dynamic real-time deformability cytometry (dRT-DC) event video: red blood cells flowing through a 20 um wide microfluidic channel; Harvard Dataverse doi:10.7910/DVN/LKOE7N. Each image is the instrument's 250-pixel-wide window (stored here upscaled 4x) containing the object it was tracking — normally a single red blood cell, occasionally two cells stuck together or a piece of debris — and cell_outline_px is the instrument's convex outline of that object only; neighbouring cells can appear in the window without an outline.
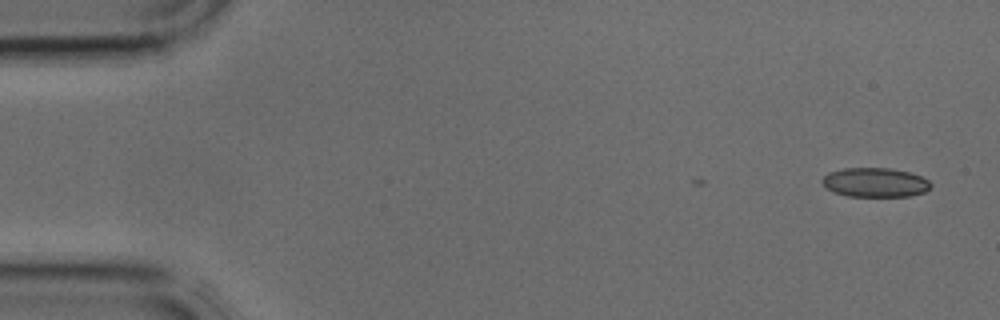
{"species": "common noctule bat (a hibernating species)", "species_latin": "Nyctalus noctula", "temperature_condition": "cold", "stored_images_in_passage": 3, "camera_frame_rate_fps": 3000, "um_per_image_px": 0.085, "animal": {"sex": "male", "body_mass_g": 17.9, "forearm_length_mm": 54.2}, "frame": {"image": 1, "passage_image": 1, "time_ms": 0.0, "image_size_px": [1000, 320], "cell_outline_px": [[932, 188], [924, 192], [908, 196], [848, 196], [832, 192], [820, 180], [828, 172], [844, 168], [888, 168], [908, 172], [920, 176], [928, 180], [932, 184]], "centroid_in_image_um": [74.38, 15.51], "position_along_channel_um": 10.6, "area_um2": 18.5}}
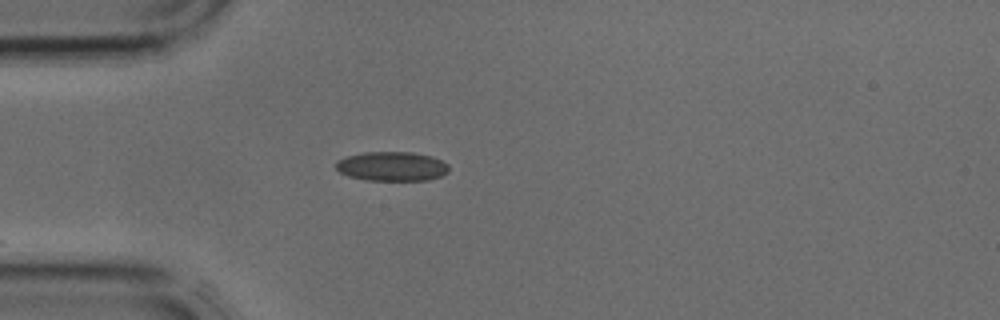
{"frame": {"image": 2, "passage_image": 3, "time_ms": 0.667, "image_size_px": [1000, 320], "cell_outline_px": [[448, 172], [440, 176], [428, 180], [364, 180], [348, 176], [340, 172], [336, 168], [336, 160], [344, 156], [364, 152], [412, 152], [432, 156], [448, 164]], "centroid_in_image_um": [33.28, 14.13], "position_along_channel_um": 51.7, "area_um2": 19.42}}